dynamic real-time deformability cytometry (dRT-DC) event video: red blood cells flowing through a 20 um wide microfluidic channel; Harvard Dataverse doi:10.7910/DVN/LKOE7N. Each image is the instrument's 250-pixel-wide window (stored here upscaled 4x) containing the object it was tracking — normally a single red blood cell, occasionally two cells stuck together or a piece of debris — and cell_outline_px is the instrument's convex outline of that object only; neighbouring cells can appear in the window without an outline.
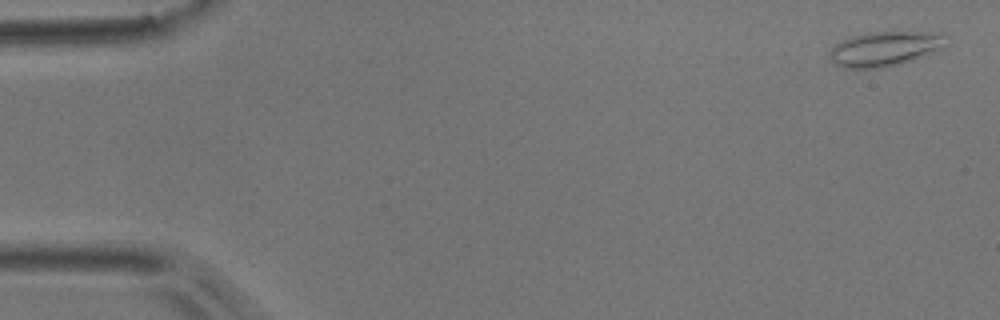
{"species": "common noctule bat (a hibernating species)", "species_latin": "Nyctalus noctula", "temperature_condition": "room temperature", "stored_images_in_passage": 54, "camera_frame_rate_fps": 3000, "um_per_image_px": 0.085, "animal": {"sex": "male", "body_mass_g": 17.9}, "frame": {"image": 1, "passage_image": 2, "time_ms": 0.333, "image_size_px": [1000, 320], "cell_outline_px": [[952, 44], [912, 60], [900, 64], [884, 68], [840, 68], [828, 56], [828, 52], [836, 44], [852, 36], [868, 32], [928, 32], [948, 36]], "centroid_in_image_um": [75.25, 4.15], "position_along_channel_um": 9.8, "area_um2": 23.76}}
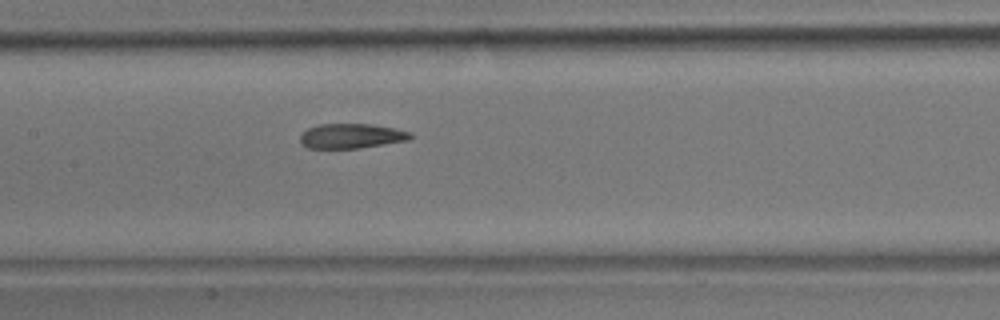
{"frame": {"image": 2, "passage_image": 26, "time_ms": 8.333, "image_size_px": [1000, 320], "cell_outline_px": [[412, 136], [408, 140], [356, 148], [308, 148], [300, 144], [300, 136], [308, 128], [320, 124], [372, 124], [396, 128], [412, 132]], "centroid_in_image_um": [29.86, 11.55], "position_along_channel_um": 177.5, "area_um2": 15.84}}
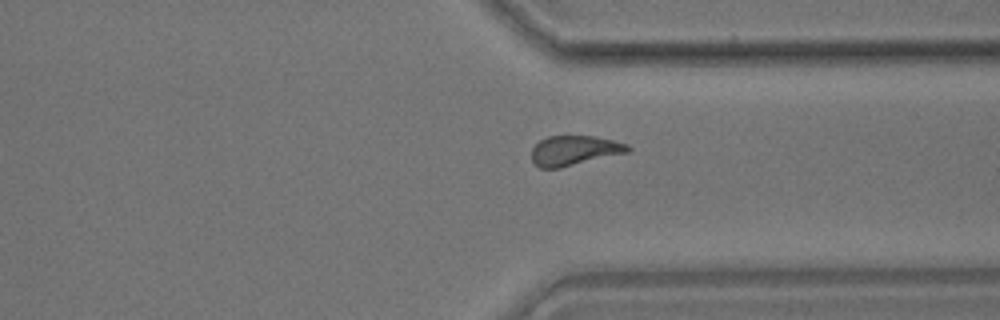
{"frame": {"image": 3, "passage_image": 41, "time_ms": 13.333, "image_size_px": [1000, 320], "cell_outline_px": [[632, 148], [628, 152], [560, 168], [540, 168], [532, 160], [532, 148], [540, 140], [548, 136], [596, 136], [628, 144]], "centroid_in_image_um": [48.83, 12.79], "position_along_channel_um": 362.6, "area_um2": 16.65}, "authors_computed_cell_mechanics": {"area_um2": 17.34, "velocity_mm_per_s": 3.7101, "shape_relaxation_time_tau1_ms": 7.9395, "shape_relaxation_time_tau2_ms": 2.9572, "deformation_change_tau1": 0.1805, "deformation_change_tau2": 0.1016}}